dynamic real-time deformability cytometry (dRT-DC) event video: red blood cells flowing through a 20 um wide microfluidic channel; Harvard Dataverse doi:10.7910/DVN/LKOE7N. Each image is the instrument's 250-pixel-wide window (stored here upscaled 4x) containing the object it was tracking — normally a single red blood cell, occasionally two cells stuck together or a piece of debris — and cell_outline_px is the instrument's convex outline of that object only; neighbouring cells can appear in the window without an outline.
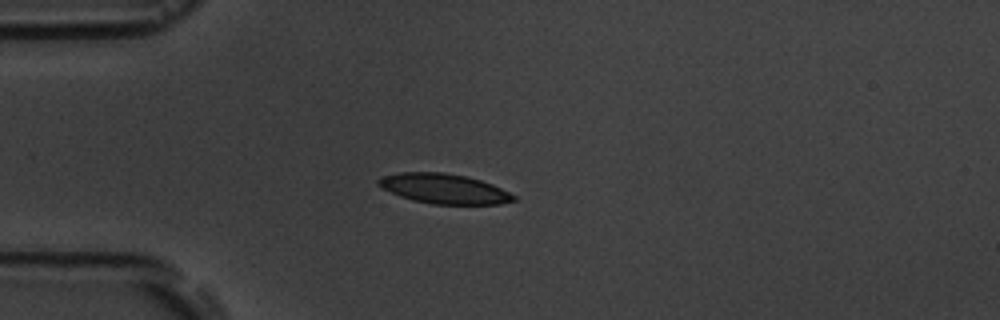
{"species": "common noctule bat (a hibernating species)", "species_latin": "Nyctalus noctula", "temperature_condition": "room temperature", "stored_images_in_passage": 9, "camera_frame_rate_fps": 3000, "um_per_image_px": 0.085, "animal": {"sex": "male", "body_mass_g": 19.5, "forearm_length_mm": 54.6}, "frame": {"image": 1, "passage_image": 4, "time_ms": 3.667, "image_size_px": [1000, 320], "cell_outline_px": [[516, 200], [500, 204], [432, 204], [412, 200], [400, 196], [376, 184], [376, 180], [384, 176], [400, 172], [444, 172], [464, 176], [480, 180], [492, 184], [516, 196]], "centroid_in_image_um": [37.74, 16.04], "position_along_channel_um": 47.3, "area_um2": 23.35}}
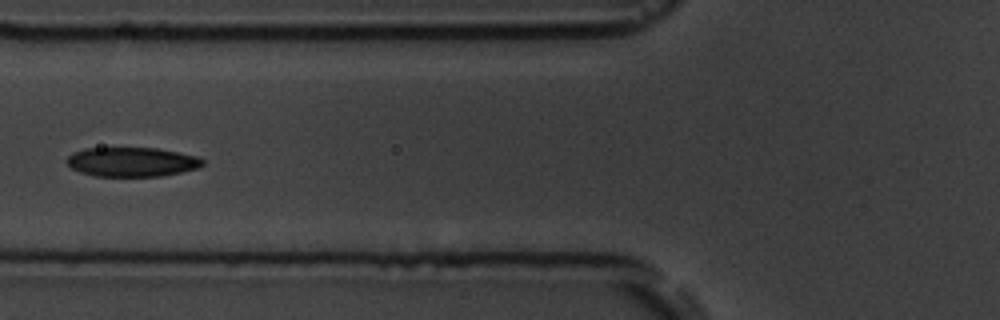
{"frame": {"image": 2, "passage_image": 6, "time_ms": 6.0, "image_size_px": [1000, 320], "cell_outline_px": [[204, 164], [200, 168], [160, 176], [96, 176], [80, 172], [72, 168], [64, 160], [72, 152], [84, 148], [156, 148], [200, 156], [204, 160]], "centroid_in_image_um": [11.22, 13.76], "position_along_channel_um": 114.6, "area_um2": 23.41}}
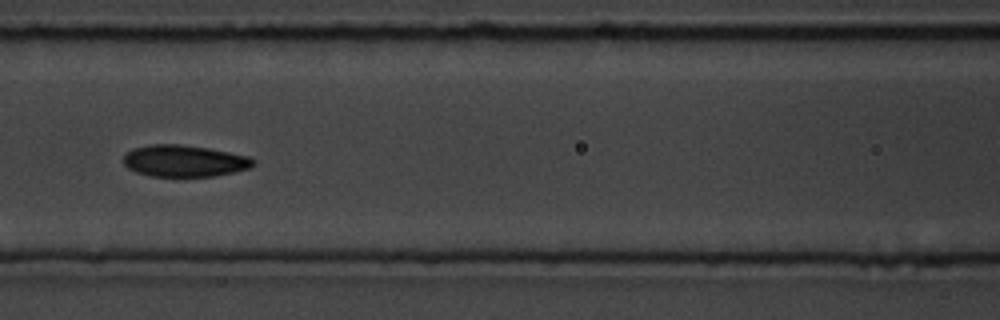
{"frame": {"image": 3, "passage_image": 7, "time_ms": 7.0, "image_size_px": [1000, 320], "cell_outline_px": [[256, 164], [248, 168], [232, 172], [212, 176], [152, 176], [136, 172], [128, 168], [124, 164], [124, 156], [132, 148], [148, 144], [180, 144], [208, 148], [248, 156], [256, 160]], "centroid_in_image_um": [15.65, 13.67], "position_along_channel_um": 150.9, "area_um2": 23.87}}